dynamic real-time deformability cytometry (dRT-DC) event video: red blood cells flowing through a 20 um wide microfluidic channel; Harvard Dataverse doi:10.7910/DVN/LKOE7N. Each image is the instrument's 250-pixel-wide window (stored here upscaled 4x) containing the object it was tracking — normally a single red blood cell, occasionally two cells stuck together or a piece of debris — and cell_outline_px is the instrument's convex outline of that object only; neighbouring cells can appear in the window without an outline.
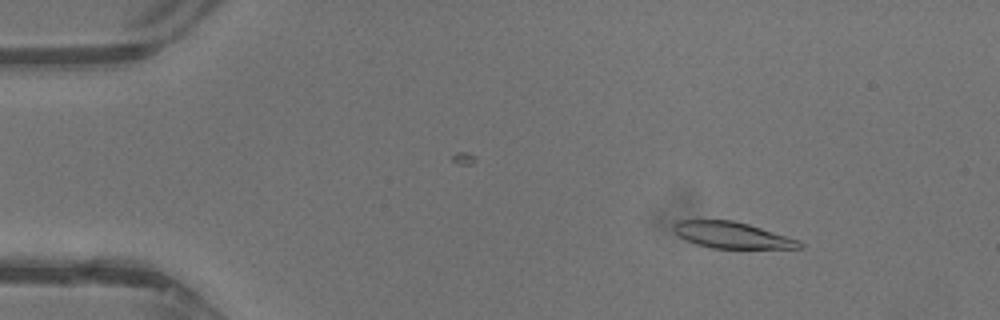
{"species": "common noctule bat (a hibernating species)", "species_latin": "Nyctalus noctula", "temperature_condition": "warm", "stored_images_in_passage": 39, "camera_frame_rate_fps": 3000, "um_per_image_px": 0.085, "animal": {"sex": "male", "body_mass_g": 13.3}, "frame": {"image": 1, "passage_image": 5, "time_ms": 1.333, "image_size_px": [1000, 320], "cell_outline_px": [[804, 248], [712, 248], [696, 244], [680, 236], [672, 228], [672, 224], [676, 220], [732, 220], [748, 224], [800, 240], [804, 244]], "centroid_in_image_um": [62.23, 19.98], "position_along_channel_um": 22.8, "area_um2": 19.19}}
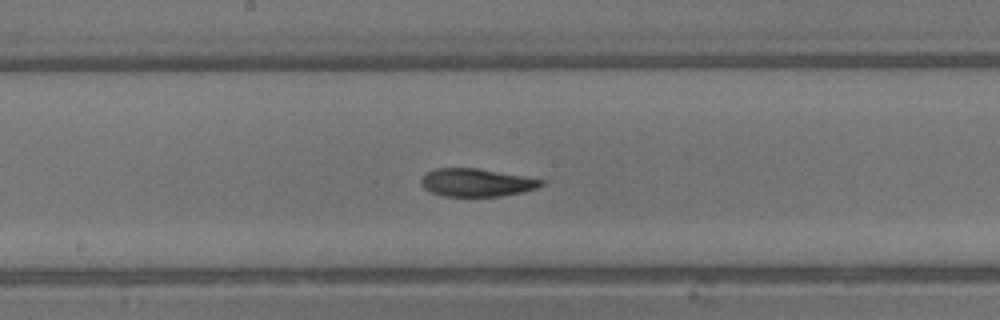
{"frame": {"image": 2, "passage_image": 22, "time_ms": 7.0, "image_size_px": [1000, 320], "cell_outline_px": [[544, 184], [536, 188], [520, 192], [500, 196], [444, 196], [432, 192], [424, 188], [420, 184], [420, 180], [428, 172], [436, 168], [476, 168], [544, 180]], "centroid_in_image_um": [40.47, 15.52], "position_along_channel_um": 207.7, "area_um2": 19.19}}
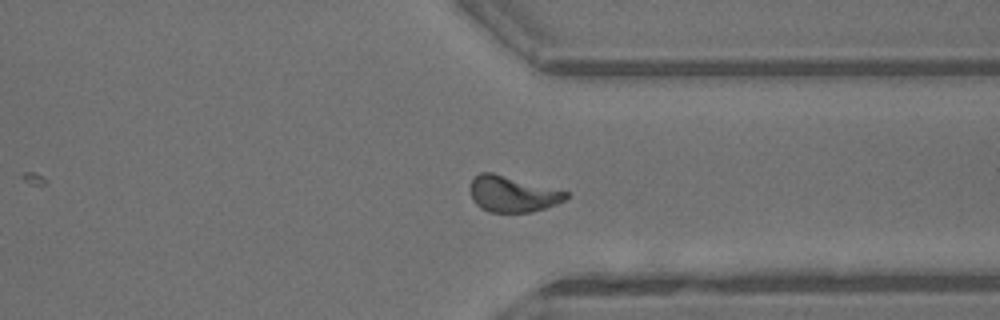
{"frame": {"image": 3, "passage_image": 32, "time_ms": 10.333, "image_size_px": [1000, 320], "cell_outline_px": [[568, 196], [564, 200], [556, 204], [532, 212], [488, 212], [480, 208], [472, 200], [468, 188], [472, 180], [480, 172], [492, 172], [568, 192]], "centroid_in_image_um": [43.5, 16.49], "position_along_channel_um": 367.9, "area_um2": 20.06}, "authors_computed_cell_mechanics": {"area_um2": 20.0566, "velocity_mm_per_s": 4.8341, "shape_relaxation_time_tau1_ms": 4.1657, "shape_relaxation_time_tau2_ms": 0.8999, "deformation_change_tau1": 0.2117, "deformation_change_tau2": 0.0601}}